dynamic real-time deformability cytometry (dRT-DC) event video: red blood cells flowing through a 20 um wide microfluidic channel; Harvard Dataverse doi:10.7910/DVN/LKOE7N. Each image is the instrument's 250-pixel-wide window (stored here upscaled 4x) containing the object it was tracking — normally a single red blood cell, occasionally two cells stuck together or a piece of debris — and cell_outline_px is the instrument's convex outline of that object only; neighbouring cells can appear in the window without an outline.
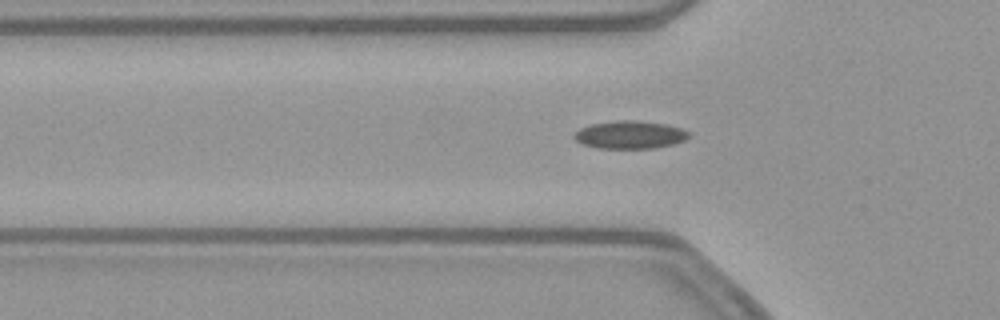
{"species": "common noctule bat (a hibernating species)", "species_latin": "Nyctalus noctula", "temperature_condition": "warm", "stored_images_in_passage": 52, "camera_frame_rate_fps": 3000, "um_per_image_px": 0.085, "animal": {"sex": "female", "body_mass_g": 21.9}, "frame": {"image": 1, "passage_image": 16, "time_ms": 5.0, "image_size_px": [1000, 320], "cell_outline_px": [[688, 136], [684, 140], [676, 144], [656, 148], [596, 148], [584, 144], [576, 140], [572, 136], [580, 128], [592, 124], [620, 120], [636, 120], [664, 124], [680, 128], [688, 132]], "centroid_in_image_um": [53.54, 11.46], "position_along_channel_um": 72.3, "area_um2": 18.44}}
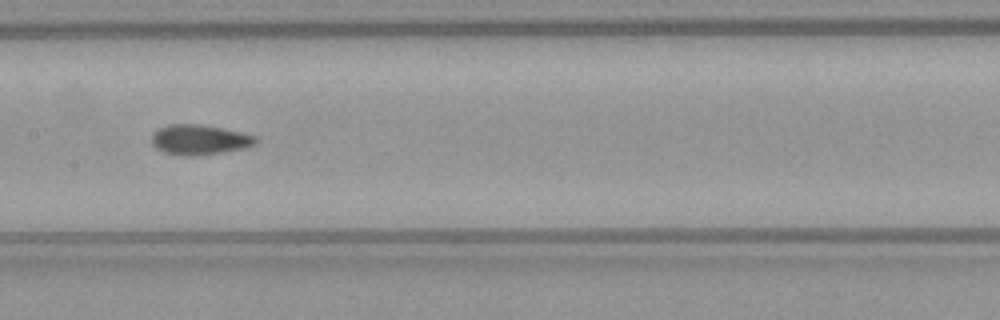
{"frame": {"image": 2, "passage_image": 25, "time_ms": 8.0, "image_size_px": [1000, 320], "cell_outline_px": [[260, 140], [256, 144], [244, 148], [196, 156], [180, 156], [164, 152], [156, 148], [152, 144], [152, 136], [160, 128], [168, 124], [200, 124], [240, 132], [256, 136]], "centroid_in_image_um": [16.97, 11.88], "position_along_channel_um": 190.4, "area_um2": 18.15}}
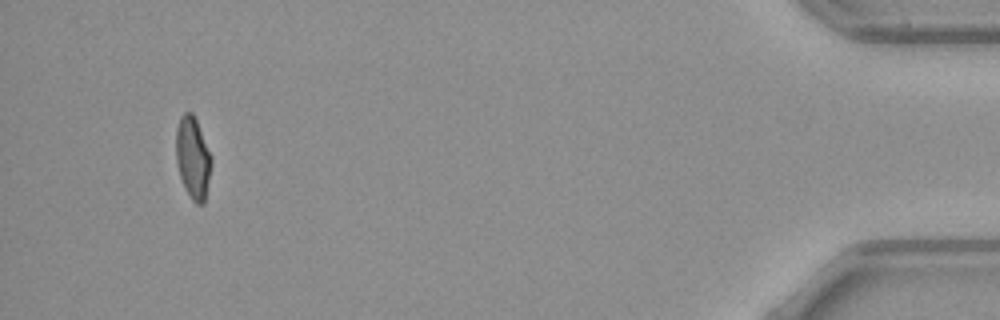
{"frame": {"image": 3, "passage_image": 49, "time_ms": 16.0, "image_size_px": [1000, 320], "cell_outline_px": [[212, 164], [204, 204], [196, 204], [192, 200], [184, 188], [176, 164], [176, 128], [180, 116], [184, 112], [192, 112], [196, 120], [212, 156]], "centroid_in_image_um": [16.39, 13.42], "position_along_channel_um": 418.8, "area_um2": 17.05}, "authors_computed_cell_mechanics": {"area_um2": 17.6579, "velocity_mm_per_s": 3.8863, "shape_relaxation_time_tau1_ms": 11.0042, "shape_relaxation_time_tau2_ms": 1.4947, "deformation_change_tau1": 0.2444, "deformation_change_tau2": 0.0782}}